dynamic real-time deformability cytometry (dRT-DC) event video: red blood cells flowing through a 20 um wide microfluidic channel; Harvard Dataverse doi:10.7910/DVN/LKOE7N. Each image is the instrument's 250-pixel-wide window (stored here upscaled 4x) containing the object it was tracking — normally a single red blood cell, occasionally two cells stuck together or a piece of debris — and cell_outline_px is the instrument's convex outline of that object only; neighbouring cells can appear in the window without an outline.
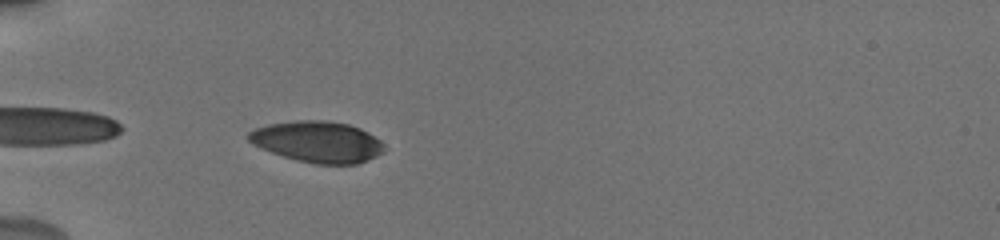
{"species": "human", "species_latin": "Homo sapiens", "temperature_condition": "cold", "stored_images_in_passage": 38, "camera_frame_rate_fps": 3000, "um_per_image_px": 0.085, "donor": {"sex": "male"}, "frame": {"image": 1, "passage_image": 2, "time_ms": 0.333, "image_size_px": [1000, 240], "cell_outline_px": [[388, 148], [384, 152], [368, 160], [356, 164], [316, 164], [296, 160], [260, 148], [252, 144], [244, 136], [248, 132], [256, 128], [268, 124], [296, 120], [328, 120], [348, 124], [360, 128], [368, 132], [380, 140]], "centroid_in_image_um": [27.0, 12.05], "position_along_channel_um": 58.0, "area_um2": 32.89}}
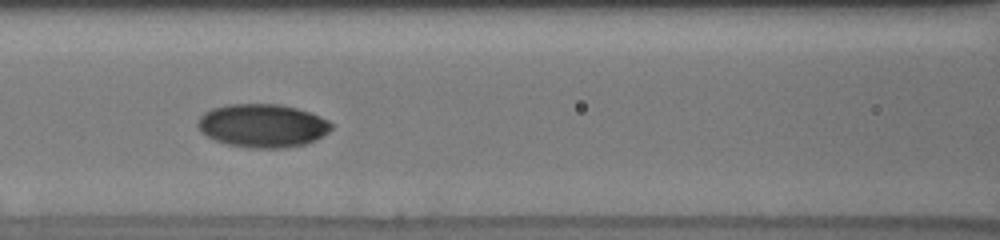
{"frame": {"image": 2, "passage_image": 10, "time_ms": 3.0, "image_size_px": [1000, 240], "cell_outline_px": [[332, 128], [328, 132], [316, 140], [304, 144], [284, 148], [248, 148], [228, 144], [216, 140], [200, 132], [196, 124], [200, 116], [204, 112], [212, 108], [228, 104], [280, 104], [296, 108], [320, 116], [328, 120], [332, 124]], "centroid_in_image_um": [22.3, 10.68], "position_along_channel_um": 144.3, "area_um2": 33.81}}
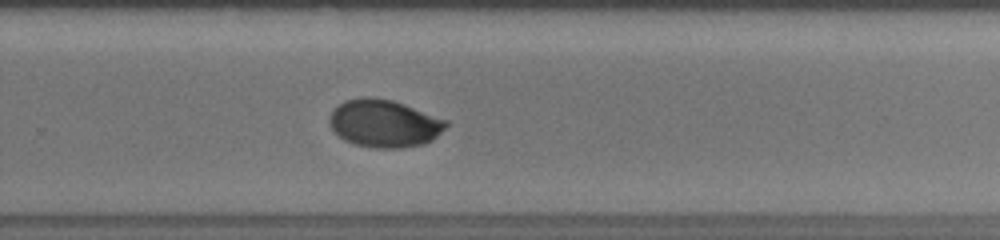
{"frame": {"image": 3, "passage_image": 22, "time_ms": 7.0, "image_size_px": [1000, 240], "cell_outline_px": [[448, 124], [432, 140], [424, 144], [400, 148], [372, 148], [356, 144], [344, 140], [332, 128], [328, 120], [328, 116], [332, 108], [344, 100], [360, 96], [372, 96], [392, 100], [404, 104], [448, 120]], "centroid_in_image_um": [32.62, 10.47], "position_along_channel_um": 297.2, "area_um2": 32.6}, "authors_computed_cell_mechanics": {"area_um2": 32.4836, "velocity_mm_per_s": 3.8348, "shape_relaxation_time_tau1_ms": 3.9541, "shape_relaxation_time_tau2_ms": 1.2447, "deformation_change_tau1": 0.1272, "deformation_change_tau2": 0.0229}}